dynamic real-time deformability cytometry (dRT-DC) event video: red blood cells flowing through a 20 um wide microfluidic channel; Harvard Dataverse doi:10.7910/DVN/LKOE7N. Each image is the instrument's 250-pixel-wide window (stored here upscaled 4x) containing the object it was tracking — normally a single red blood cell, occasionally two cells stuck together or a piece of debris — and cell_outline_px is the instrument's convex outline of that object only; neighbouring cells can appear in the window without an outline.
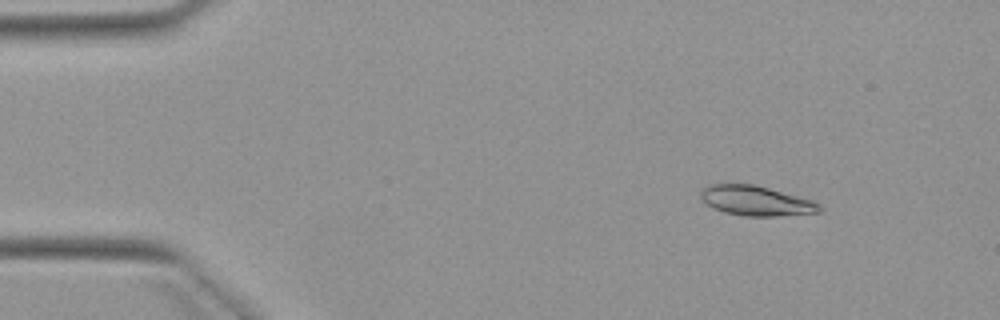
{"species": "Egyptian fruit bat (a non-hibernating species)", "species_latin": "Rousettus aegyptiacus", "temperature_condition": "warm", "stored_images_in_passage": 7, "camera_frame_rate_fps": 3000, "um_per_image_px": 0.085, "animal": {"sex": "female"}, "frame": {"image": 1, "passage_image": 2, "time_ms": 1.0, "image_size_px": [1000, 320], "cell_outline_px": [[824, 208], [820, 212], [776, 216], [744, 216], [724, 212], [712, 208], [700, 196], [700, 188], [708, 184], [756, 184], [812, 200], [820, 204]], "centroid_in_image_um": [64.26, 17.06], "position_along_channel_um": 20.7, "area_um2": 20.81}}
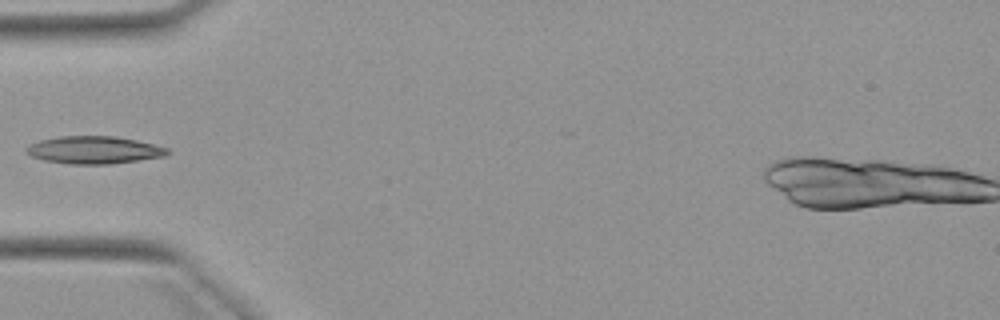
{"frame": {"image": 2, "passage_image": 5, "time_ms": 4.667, "image_size_px": [1000, 320], "cell_outline_px": [[172, 152], [164, 156], [112, 164], [68, 164], [44, 160], [32, 156], [24, 152], [24, 148], [28, 144], [40, 140], [60, 136], [116, 136], [136, 140], [168, 148]], "centroid_in_image_um": [7.96, 12.75], "position_along_channel_um": 77.0, "area_um2": 22.77}}
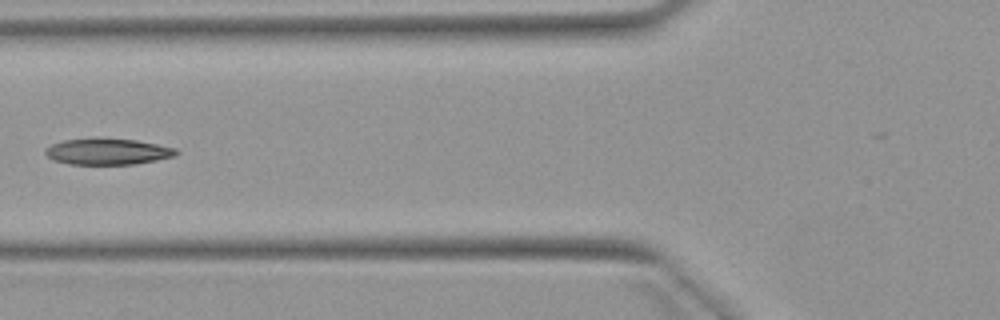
{"frame": {"image": 3, "passage_image": 6, "time_ms": 5.667, "image_size_px": [1000, 320], "cell_outline_px": [[180, 152], [176, 156], [156, 160], [132, 164], [68, 164], [52, 160], [44, 152], [44, 148], [52, 144], [64, 140], [96, 136], [136, 140], [176, 148]], "centroid_in_image_um": [9.12, 12.86], "position_along_channel_um": 116.7, "area_um2": 20.46}}